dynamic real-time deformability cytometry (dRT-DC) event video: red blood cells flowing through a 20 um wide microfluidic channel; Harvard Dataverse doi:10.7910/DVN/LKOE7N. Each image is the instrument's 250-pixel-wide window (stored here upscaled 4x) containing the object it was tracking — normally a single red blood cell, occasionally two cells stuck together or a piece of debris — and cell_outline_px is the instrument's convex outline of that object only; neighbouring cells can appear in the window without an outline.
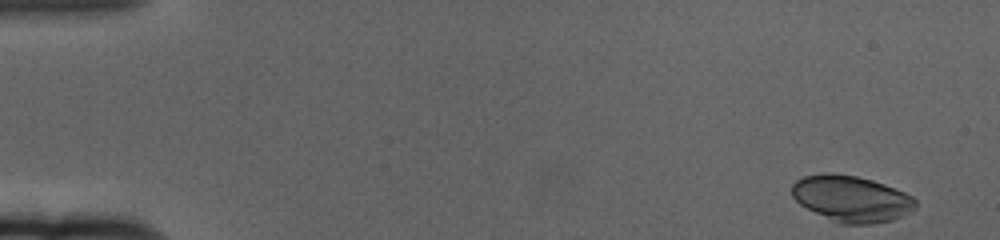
{"species": "human", "species_latin": "Homo sapiens", "temperature_condition": "cold", "stored_images_in_passage": 58, "camera_frame_rate_fps": 3000, "um_per_image_px": 0.085, "donor": {"sex": "female"}, "frame": {"image": 1, "passage_image": 1, "time_ms": 0.0, "image_size_px": [1000, 240], "cell_outline_px": [[916, 208], [912, 212], [892, 220], [872, 224], [836, 224], [800, 204], [792, 196], [792, 184], [796, 180], [804, 176], [824, 172], [832, 172], [856, 176], [872, 180], [884, 184], [904, 192], [912, 196], [916, 200]], "centroid_in_image_um": [72.37, 16.89], "position_along_channel_um": 12.6, "area_um2": 33.58}}
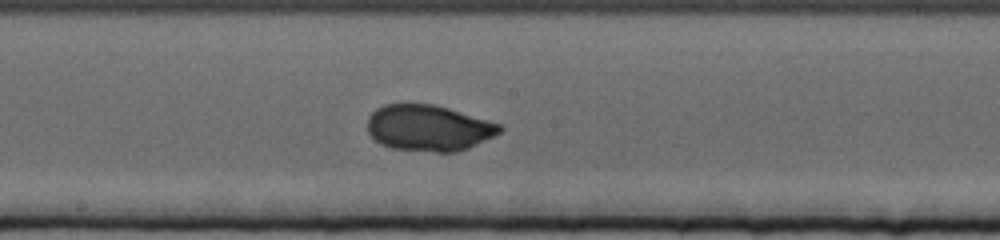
{"frame": {"image": 2, "passage_image": 31, "time_ms": 10.0, "image_size_px": [1000, 240], "cell_outline_px": [[504, 128], [500, 132], [468, 148], [456, 152], [436, 152], [392, 148], [380, 144], [368, 132], [368, 116], [376, 108], [384, 104], [432, 104], [448, 108], [500, 124]], "centroid_in_image_um": [36.4, 10.87], "position_along_channel_um": 211.8, "area_um2": 35.26}}
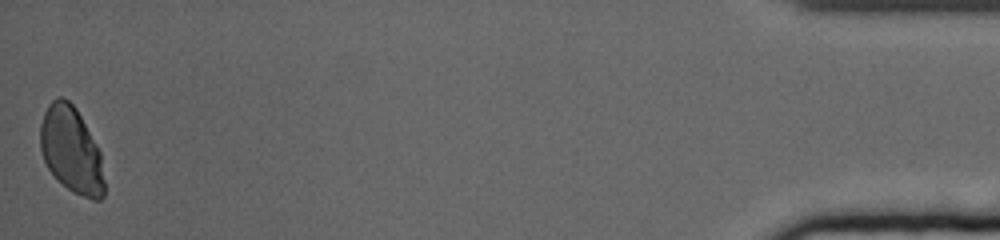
{"frame": {"image": 3, "passage_image": 58, "time_ms": 19.0, "image_size_px": [1000, 240], "cell_outline_px": [[104, 196], [100, 200], [92, 200], [68, 188], [48, 168], [44, 160], [40, 148], [40, 124], [44, 112], [48, 104], [56, 96], [60, 96], [68, 100], [76, 108], [100, 152], [104, 180]], "centroid_in_image_um": [6.05, 12.72], "position_along_channel_um": 429.2, "area_um2": 31.73}, "authors_computed_cell_mechanics": {"area_um2": 33.6396, "velocity_mm_per_s": 3.3707, "shape_relaxation_time_tau1_ms": 4.3986, "shape_relaxation_time_tau2_ms": null, "deformation_change_tau1": 0.127, "deformation_change_tau2": null}}